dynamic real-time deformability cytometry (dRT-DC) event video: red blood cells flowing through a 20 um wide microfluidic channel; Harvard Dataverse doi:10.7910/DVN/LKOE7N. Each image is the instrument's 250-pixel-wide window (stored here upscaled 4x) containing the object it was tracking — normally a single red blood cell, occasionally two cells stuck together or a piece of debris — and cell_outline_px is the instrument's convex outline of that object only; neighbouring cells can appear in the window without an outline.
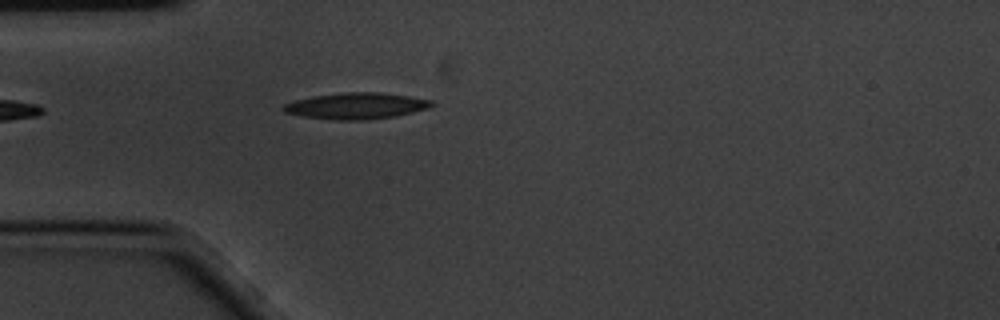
{"species": "common noctule bat (a hibernating species)", "species_latin": "Nyctalus noctula", "temperature_condition": "cold", "stored_images_in_passage": 4, "camera_frame_rate_fps": 3000, "um_per_image_px": 0.085, "animal": {"sex": "male", "body_mass_g": 20.1, "forearm_length_mm": 53.5}, "frame": {"image": 1, "passage_image": 4, "time_ms": 1.0, "image_size_px": [1000, 320], "cell_outline_px": [[436, 104], [428, 108], [396, 116], [368, 120], [336, 120], [304, 116], [284, 112], [280, 108], [284, 104], [296, 100], [312, 96], [344, 92], [380, 92], [408, 96], [432, 100]], "centroid_in_image_um": [30.29, 9.0], "position_along_channel_um": 54.7, "area_um2": 22.72}}